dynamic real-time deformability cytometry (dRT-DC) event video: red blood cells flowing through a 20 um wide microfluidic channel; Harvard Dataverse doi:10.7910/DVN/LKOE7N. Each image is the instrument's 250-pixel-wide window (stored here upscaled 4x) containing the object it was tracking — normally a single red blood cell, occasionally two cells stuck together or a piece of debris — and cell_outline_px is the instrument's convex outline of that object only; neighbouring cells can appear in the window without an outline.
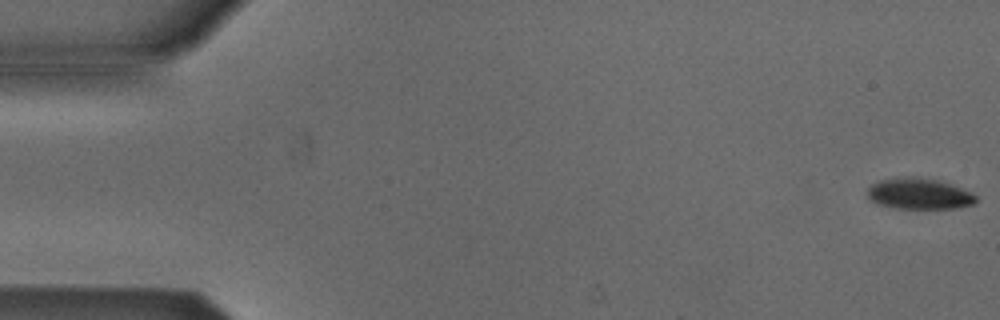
{"species": "Egyptian fruit bat (a non-hibernating species)", "species_latin": "Rousettus aegyptiacus", "temperature_condition": "cold", "stored_images_in_passage": 5, "camera_frame_rate_fps": 3000, "um_per_image_px": 0.085, "animal": {"sex": "male"}, "frame": {"image": 1, "passage_image": 1, "time_ms": 0.0, "image_size_px": [1000, 320], "cell_outline_px": [[976, 200], [972, 204], [956, 208], [896, 208], [880, 204], [872, 200], [868, 196], [868, 188], [872, 184], [880, 180], [904, 176], [920, 176], [940, 180], [972, 192], [976, 196]], "centroid_in_image_um": [78.14, 16.44], "position_along_channel_um": 6.9, "area_um2": 19.59}}
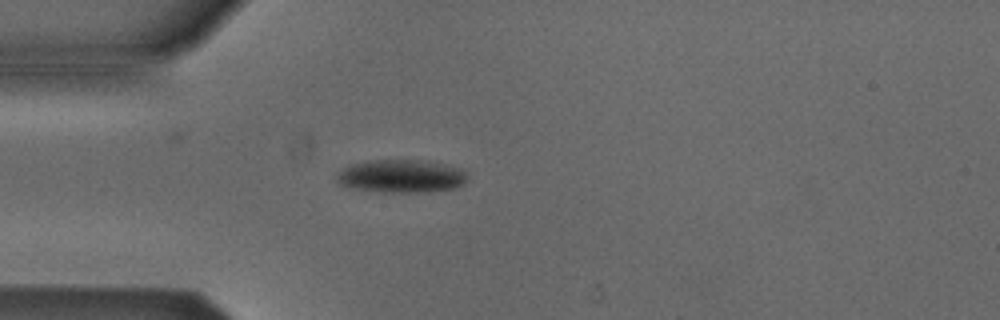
{"frame": {"image": 2, "passage_image": 5, "time_ms": 4.667, "image_size_px": [1000, 320], "cell_outline_px": [[468, 176], [464, 184], [456, 188], [424, 192], [380, 192], [356, 188], [340, 184], [336, 180], [336, 172], [348, 164], [368, 160], [428, 160], [464, 168]], "centroid_in_image_um": [34.13, 14.95], "position_along_channel_um": 50.9, "area_um2": 25.66}}